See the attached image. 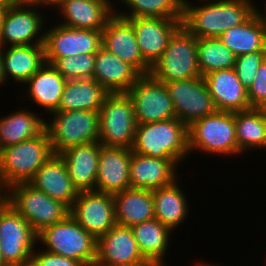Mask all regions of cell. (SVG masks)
<instances>
[{
  "instance_id": "6da1fadb",
  "label": "cell",
  "mask_w": 266,
  "mask_h": 266,
  "mask_svg": "<svg viewBox=\"0 0 266 266\" xmlns=\"http://www.w3.org/2000/svg\"><path fill=\"white\" fill-rule=\"evenodd\" d=\"M254 0H184L182 24L197 38L220 37L245 22L255 11ZM208 2V3H207Z\"/></svg>"
},
{
  "instance_id": "7a4b0ae2",
  "label": "cell",
  "mask_w": 266,
  "mask_h": 266,
  "mask_svg": "<svg viewBox=\"0 0 266 266\" xmlns=\"http://www.w3.org/2000/svg\"><path fill=\"white\" fill-rule=\"evenodd\" d=\"M133 153L155 158L173 159L178 165L188 158V126L178 118L137 124Z\"/></svg>"
},
{
  "instance_id": "3957f363",
  "label": "cell",
  "mask_w": 266,
  "mask_h": 266,
  "mask_svg": "<svg viewBox=\"0 0 266 266\" xmlns=\"http://www.w3.org/2000/svg\"><path fill=\"white\" fill-rule=\"evenodd\" d=\"M54 152L46 129L38 136L0 149V193L29 182Z\"/></svg>"
},
{
  "instance_id": "277c9868",
  "label": "cell",
  "mask_w": 266,
  "mask_h": 266,
  "mask_svg": "<svg viewBox=\"0 0 266 266\" xmlns=\"http://www.w3.org/2000/svg\"><path fill=\"white\" fill-rule=\"evenodd\" d=\"M188 148L189 153L239 156L235 112L217 111L193 121L188 126Z\"/></svg>"
},
{
  "instance_id": "5b68a950",
  "label": "cell",
  "mask_w": 266,
  "mask_h": 266,
  "mask_svg": "<svg viewBox=\"0 0 266 266\" xmlns=\"http://www.w3.org/2000/svg\"><path fill=\"white\" fill-rule=\"evenodd\" d=\"M39 242V243H38ZM53 254L76 260L83 266H94L97 240L71 215L37 233V246Z\"/></svg>"
},
{
  "instance_id": "8992f818",
  "label": "cell",
  "mask_w": 266,
  "mask_h": 266,
  "mask_svg": "<svg viewBox=\"0 0 266 266\" xmlns=\"http://www.w3.org/2000/svg\"><path fill=\"white\" fill-rule=\"evenodd\" d=\"M2 197L39 233L43 228L58 223L70 215V208L52 199L29 182L11 185Z\"/></svg>"
},
{
  "instance_id": "52a82bcc",
  "label": "cell",
  "mask_w": 266,
  "mask_h": 266,
  "mask_svg": "<svg viewBox=\"0 0 266 266\" xmlns=\"http://www.w3.org/2000/svg\"><path fill=\"white\" fill-rule=\"evenodd\" d=\"M150 75L159 82L201 77L197 59V38L182 24L172 35Z\"/></svg>"
},
{
  "instance_id": "ba28073f",
  "label": "cell",
  "mask_w": 266,
  "mask_h": 266,
  "mask_svg": "<svg viewBox=\"0 0 266 266\" xmlns=\"http://www.w3.org/2000/svg\"><path fill=\"white\" fill-rule=\"evenodd\" d=\"M52 119H46L48 132L54 154H60L74 146L98 141L99 112L74 110L50 113Z\"/></svg>"
},
{
  "instance_id": "9c48e42d",
  "label": "cell",
  "mask_w": 266,
  "mask_h": 266,
  "mask_svg": "<svg viewBox=\"0 0 266 266\" xmlns=\"http://www.w3.org/2000/svg\"><path fill=\"white\" fill-rule=\"evenodd\" d=\"M137 122L127 93H108L99 110L98 142L106 147L131 149Z\"/></svg>"
},
{
  "instance_id": "30bf717a",
  "label": "cell",
  "mask_w": 266,
  "mask_h": 266,
  "mask_svg": "<svg viewBox=\"0 0 266 266\" xmlns=\"http://www.w3.org/2000/svg\"><path fill=\"white\" fill-rule=\"evenodd\" d=\"M37 233L3 198H0V252L7 266H29L37 248Z\"/></svg>"
},
{
  "instance_id": "8fae6325",
  "label": "cell",
  "mask_w": 266,
  "mask_h": 266,
  "mask_svg": "<svg viewBox=\"0 0 266 266\" xmlns=\"http://www.w3.org/2000/svg\"><path fill=\"white\" fill-rule=\"evenodd\" d=\"M41 11L31 1L7 8L2 19L0 46L43 44V29L48 19L44 18L46 9L42 11L44 14Z\"/></svg>"
},
{
  "instance_id": "7c38bea8",
  "label": "cell",
  "mask_w": 266,
  "mask_h": 266,
  "mask_svg": "<svg viewBox=\"0 0 266 266\" xmlns=\"http://www.w3.org/2000/svg\"><path fill=\"white\" fill-rule=\"evenodd\" d=\"M127 94L133 102L137 124L177 118L165 84L150 74L142 75Z\"/></svg>"
},
{
  "instance_id": "4fadbf2b",
  "label": "cell",
  "mask_w": 266,
  "mask_h": 266,
  "mask_svg": "<svg viewBox=\"0 0 266 266\" xmlns=\"http://www.w3.org/2000/svg\"><path fill=\"white\" fill-rule=\"evenodd\" d=\"M163 83L172 100L176 117L187 126L218 111L202 76Z\"/></svg>"
},
{
  "instance_id": "5bb4252c",
  "label": "cell",
  "mask_w": 266,
  "mask_h": 266,
  "mask_svg": "<svg viewBox=\"0 0 266 266\" xmlns=\"http://www.w3.org/2000/svg\"><path fill=\"white\" fill-rule=\"evenodd\" d=\"M46 63L79 54H96L102 47V31L76 29L55 23L44 30Z\"/></svg>"
},
{
  "instance_id": "9a60e30c",
  "label": "cell",
  "mask_w": 266,
  "mask_h": 266,
  "mask_svg": "<svg viewBox=\"0 0 266 266\" xmlns=\"http://www.w3.org/2000/svg\"><path fill=\"white\" fill-rule=\"evenodd\" d=\"M70 215L97 240L116 225L113 195L82 191L70 208Z\"/></svg>"
},
{
  "instance_id": "2e32d148",
  "label": "cell",
  "mask_w": 266,
  "mask_h": 266,
  "mask_svg": "<svg viewBox=\"0 0 266 266\" xmlns=\"http://www.w3.org/2000/svg\"><path fill=\"white\" fill-rule=\"evenodd\" d=\"M102 47L133 66L141 75H149L151 66L143 59L132 24L115 13L102 30Z\"/></svg>"
},
{
  "instance_id": "e0dca14e",
  "label": "cell",
  "mask_w": 266,
  "mask_h": 266,
  "mask_svg": "<svg viewBox=\"0 0 266 266\" xmlns=\"http://www.w3.org/2000/svg\"><path fill=\"white\" fill-rule=\"evenodd\" d=\"M144 259L131 227L116 224L97 239L94 266H134Z\"/></svg>"
},
{
  "instance_id": "ac0fdd59",
  "label": "cell",
  "mask_w": 266,
  "mask_h": 266,
  "mask_svg": "<svg viewBox=\"0 0 266 266\" xmlns=\"http://www.w3.org/2000/svg\"><path fill=\"white\" fill-rule=\"evenodd\" d=\"M125 19L132 24L141 55L151 67L161 57L170 38L182 25L183 20L160 17Z\"/></svg>"
},
{
  "instance_id": "d6986e66",
  "label": "cell",
  "mask_w": 266,
  "mask_h": 266,
  "mask_svg": "<svg viewBox=\"0 0 266 266\" xmlns=\"http://www.w3.org/2000/svg\"><path fill=\"white\" fill-rule=\"evenodd\" d=\"M131 154L128 148L101 147L95 191L114 195L130 188Z\"/></svg>"
},
{
  "instance_id": "ffe728a7",
  "label": "cell",
  "mask_w": 266,
  "mask_h": 266,
  "mask_svg": "<svg viewBox=\"0 0 266 266\" xmlns=\"http://www.w3.org/2000/svg\"><path fill=\"white\" fill-rule=\"evenodd\" d=\"M112 2L113 0H63L56 7V12L64 19L58 23L76 29L102 31L107 20L114 14Z\"/></svg>"
},
{
  "instance_id": "44dd1931",
  "label": "cell",
  "mask_w": 266,
  "mask_h": 266,
  "mask_svg": "<svg viewBox=\"0 0 266 266\" xmlns=\"http://www.w3.org/2000/svg\"><path fill=\"white\" fill-rule=\"evenodd\" d=\"M178 164L173 159L131 154L130 188L155 190L172 184L179 177ZM177 173V174H176Z\"/></svg>"
},
{
  "instance_id": "7402d4cb",
  "label": "cell",
  "mask_w": 266,
  "mask_h": 266,
  "mask_svg": "<svg viewBox=\"0 0 266 266\" xmlns=\"http://www.w3.org/2000/svg\"><path fill=\"white\" fill-rule=\"evenodd\" d=\"M203 79L218 111L251 109L248 90L242 85L234 68L211 72Z\"/></svg>"
},
{
  "instance_id": "603a6c76",
  "label": "cell",
  "mask_w": 266,
  "mask_h": 266,
  "mask_svg": "<svg viewBox=\"0 0 266 266\" xmlns=\"http://www.w3.org/2000/svg\"><path fill=\"white\" fill-rule=\"evenodd\" d=\"M101 147L97 141L74 146L58 154L79 192L95 191Z\"/></svg>"
},
{
  "instance_id": "cb8c5ba5",
  "label": "cell",
  "mask_w": 266,
  "mask_h": 266,
  "mask_svg": "<svg viewBox=\"0 0 266 266\" xmlns=\"http://www.w3.org/2000/svg\"><path fill=\"white\" fill-rule=\"evenodd\" d=\"M29 183L69 208L73 206L80 193L70 179L63 159L57 154L36 171Z\"/></svg>"
},
{
  "instance_id": "d4e9b609",
  "label": "cell",
  "mask_w": 266,
  "mask_h": 266,
  "mask_svg": "<svg viewBox=\"0 0 266 266\" xmlns=\"http://www.w3.org/2000/svg\"><path fill=\"white\" fill-rule=\"evenodd\" d=\"M141 76L133 66L103 47L95 54L93 79L108 93H127Z\"/></svg>"
},
{
  "instance_id": "484cf974",
  "label": "cell",
  "mask_w": 266,
  "mask_h": 266,
  "mask_svg": "<svg viewBox=\"0 0 266 266\" xmlns=\"http://www.w3.org/2000/svg\"><path fill=\"white\" fill-rule=\"evenodd\" d=\"M66 82L67 80L52 64L45 63L23 84L26 85L23 97L29 98L25 100L32 101L37 107L45 109V113L49 115L58 110Z\"/></svg>"
},
{
  "instance_id": "4316f807",
  "label": "cell",
  "mask_w": 266,
  "mask_h": 266,
  "mask_svg": "<svg viewBox=\"0 0 266 266\" xmlns=\"http://www.w3.org/2000/svg\"><path fill=\"white\" fill-rule=\"evenodd\" d=\"M1 58L6 82L11 79L22 88L23 84L46 63L43 44L2 47Z\"/></svg>"
},
{
  "instance_id": "83f0119b",
  "label": "cell",
  "mask_w": 266,
  "mask_h": 266,
  "mask_svg": "<svg viewBox=\"0 0 266 266\" xmlns=\"http://www.w3.org/2000/svg\"><path fill=\"white\" fill-rule=\"evenodd\" d=\"M113 199L117 225L132 227L155 218L152 190L128 188Z\"/></svg>"
},
{
  "instance_id": "f1b7e54d",
  "label": "cell",
  "mask_w": 266,
  "mask_h": 266,
  "mask_svg": "<svg viewBox=\"0 0 266 266\" xmlns=\"http://www.w3.org/2000/svg\"><path fill=\"white\" fill-rule=\"evenodd\" d=\"M178 181L179 179H176L168 186L152 190L155 219L173 232L182 227V223L190 214L189 200Z\"/></svg>"
},
{
  "instance_id": "f546056e",
  "label": "cell",
  "mask_w": 266,
  "mask_h": 266,
  "mask_svg": "<svg viewBox=\"0 0 266 266\" xmlns=\"http://www.w3.org/2000/svg\"><path fill=\"white\" fill-rule=\"evenodd\" d=\"M236 57L255 51H266L265 26L257 10L242 24L218 37Z\"/></svg>"
},
{
  "instance_id": "4dcf8cb0",
  "label": "cell",
  "mask_w": 266,
  "mask_h": 266,
  "mask_svg": "<svg viewBox=\"0 0 266 266\" xmlns=\"http://www.w3.org/2000/svg\"><path fill=\"white\" fill-rule=\"evenodd\" d=\"M27 108L0 118V149L32 139L45 130L46 119Z\"/></svg>"
},
{
  "instance_id": "1f68e13d",
  "label": "cell",
  "mask_w": 266,
  "mask_h": 266,
  "mask_svg": "<svg viewBox=\"0 0 266 266\" xmlns=\"http://www.w3.org/2000/svg\"><path fill=\"white\" fill-rule=\"evenodd\" d=\"M107 94L93 78L67 80L57 111L99 112Z\"/></svg>"
},
{
  "instance_id": "d6a6232c",
  "label": "cell",
  "mask_w": 266,
  "mask_h": 266,
  "mask_svg": "<svg viewBox=\"0 0 266 266\" xmlns=\"http://www.w3.org/2000/svg\"><path fill=\"white\" fill-rule=\"evenodd\" d=\"M235 125L239 156L248 150H266V113L263 108L236 111Z\"/></svg>"
},
{
  "instance_id": "836d02e7",
  "label": "cell",
  "mask_w": 266,
  "mask_h": 266,
  "mask_svg": "<svg viewBox=\"0 0 266 266\" xmlns=\"http://www.w3.org/2000/svg\"><path fill=\"white\" fill-rule=\"evenodd\" d=\"M138 247L144 258L165 259L173 240V231L159 220L152 219L131 227Z\"/></svg>"
},
{
  "instance_id": "e575fe53",
  "label": "cell",
  "mask_w": 266,
  "mask_h": 266,
  "mask_svg": "<svg viewBox=\"0 0 266 266\" xmlns=\"http://www.w3.org/2000/svg\"><path fill=\"white\" fill-rule=\"evenodd\" d=\"M128 12L119 11L114 5V13L119 17H160L166 19H183L184 0H119ZM117 9V10H116Z\"/></svg>"
},
{
  "instance_id": "d590c367",
  "label": "cell",
  "mask_w": 266,
  "mask_h": 266,
  "mask_svg": "<svg viewBox=\"0 0 266 266\" xmlns=\"http://www.w3.org/2000/svg\"><path fill=\"white\" fill-rule=\"evenodd\" d=\"M197 59L201 76L235 68L236 56L218 37L197 39Z\"/></svg>"
},
{
  "instance_id": "8d00e7d4",
  "label": "cell",
  "mask_w": 266,
  "mask_h": 266,
  "mask_svg": "<svg viewBox=\"0 0 266 266\" xmlns=\"http://www.w3.org/2000/svg\"><path fill=\"white\" fill-rule=\"evenodd\" d=\"M95 54L57 58L52 65L66 80L93 78Z\"/></svg>"
},
{
  "instance_id": "74e56055",
  "label": "cell",
  "mask_w": 266,
  "mask_h": 266,
  "mask_svg": "<svg viewBox=\"0 0 266 266\" xmlns=\"http://www.w3.org/2000/svg\"><path fill=\"white\" fill-rule=\"evenodd\" d=\"M265 59L266 51H255L236 57L234 69L247 90L252 86L255 74Z\"/></svg>"
},
{
  "instance_id": "f35d334b",
  "label": "cell",
  "mask_w": 266,
  "mask_h": 266,
  "mask_svg": "<svg viewBox=\"0 0 266 266\" xmlns=\"http://www.w3.org/2000/svg\"><path fill=\"white\" fill-rule=\"evenodd\" d=\"M252 86L248 89V99L251 108L266 106V59L255 74Z\"/></svg>"
},
{
  "instance_id": "ab89813d",
  "label": "cell",
  "mask_w": 266,
  "mask_h": 266,
  "mask_svg": "<svg viewBox=\"0 0 266 266\" xmlns=\"http://www.w3.org/2000/svg\"><path fill=\"white\" fill-rule=\"evenodd\" d=\"M38 248L33 251L29 266H83L76 260L42 250L41 246Z\"/></svg>"
},
{
  "instance_id": "60d3db41",
  "label": "cell",
  "mask_w": 266,
  "mask_h": 266,
  "mask_svg": "<svg viewBox=\"0 0 266 266\" xmlns=\"http://www.w3.org/2000/svg\"><path fill=\"white\" fill-rule=\"evenodd\" d=\"M63 0H31L32 3L37 4L39 7H45L51 10H56V7L62 2ZM52 7V8H50ZM54 8V9H53Z\"/></svg>"
},
{
  "instance_id": "b9f144b4",
  "label": "cell",
  "mask_w": 266,
  "mask_h": 266,
  "mask_svg": "<svg viewBox=\"0 0 266 266\" xmlns=\"http://www.w3.org/2000/svg\"><path fill=\"white\" fill-rule=\"evenodd\" d=\"M166 263L164 259H151L145 258L144 260L138 262L134 266H165Z\"/></svg>"
},
{
  "instance_id": "7bdbcfd3",
  "label": "cell",
  "mask_w": 266,
  "mask_h": 266,
  "mask_svg": "<svg viewBox=\"0 0 266 266\" xmlns=\"http://www.w3.org/2000/svg\"><path fill=\"white\" fill-rule=\"evenodd\" d=\"M22 2V0H0V5L10 8Z\"/></svg>"
},
{
  "instance_id": "ee69618b",
  "label": "cell",
  "mask_w": 266,
  "mask_h": 266,
  "mask_svg": "<svg viewBox=\"0 0 266 266\" xmlns=\"http://www.w3.org/2000/svg\"><path fill=\"white\" fill-rule=\"evenodd\" d=\"M2 47L0 46V87H2V85L4 84V86L7 84L4 74H3V65H2Z\"/></svg>"
},
{
  "instance_id": "f6af8a7d",
  "label": "cell",
  "mask_w": 266,
  "mask_h": 266,
  "mask_svg": "<svg viewBox=\"0 0 266 266\" xmlns=\"http://www.w3.org/2000/svg\"><path fill=\"white\" fill-rule=\"evenodd\" d=\"M264 2H265V5H263L264 6V11H263V9H262V11H260V9H258L259 5L256 6V10L259 13L260 17L262 18V21H263L264 26H265V31H266V1H264Z\"/></svg>"
},
{
  "instance_id": "bcb514c9",
  "label": "cell",
  "mask_w": 266,
  "mask_h": 266,
  "mask_svg": "<svg viewBox=\"0 0 266 266\" xmlns=\"http://www.w3.org/2000/svg\"><path fill=\"white\" fill-rule=\"evenodd\" d=\"M6 9H7L6 7L0 5V33H1L2 19H3Z\"/></svg>"
},
{
  "instance_id": "7dc6e473",
  "label": "cell",
  "mask_w": 266,
  "mask_h": 266,
  "mask_svg": "<svg viewBox=\"0 0 266 266\" xmlns=\"http://www.w3.org/2000/svg\"><path fill=\"white\" fill-rule=\"evenodd\" d=\"M196 266H220L217 263L216 264H210L209 262L206 263V261H198L197 263H195ZM222 266V265H221Z\"/></svg>"
},
{
  "instance_id": "c3c4849f",
  "label": "cell",
  "mask_w": 266,
  "mask_h": 266,
  "mask_svg": "<svg viewBox=\"0 0 266 266\" xmlns=\"http://www.w3.org/2000/svg\"><path fill=\"white\" fill-rule=\"evenodd\" d=\"M0 266H7L2 258L1 252H0Z\"/></svg>"
}]
</instances>
